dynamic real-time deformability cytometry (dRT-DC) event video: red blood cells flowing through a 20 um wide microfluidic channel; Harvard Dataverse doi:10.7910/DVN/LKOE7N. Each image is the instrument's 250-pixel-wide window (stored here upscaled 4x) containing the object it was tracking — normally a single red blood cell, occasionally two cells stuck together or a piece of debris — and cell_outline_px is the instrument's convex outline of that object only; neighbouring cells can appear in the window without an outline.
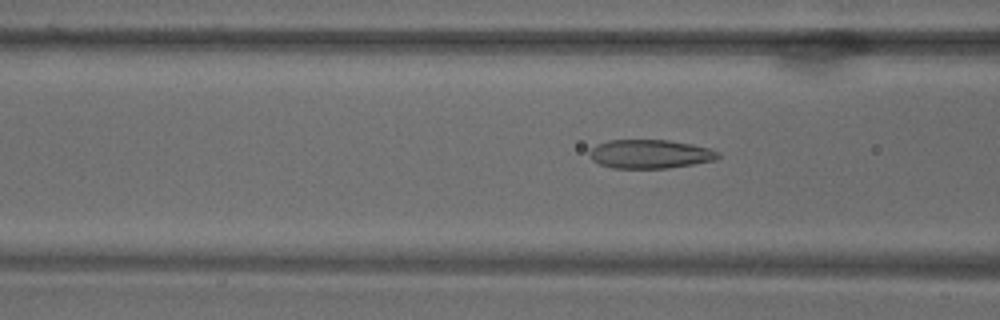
{"species": "common noctule bat (a hibernating species)", "species_latin": "Nyctalus noctula", "temperature_condition": "warm", "stored_images_in_passage": 69, "camera_frame_rate_fps": 3000, "um_per_image_px": 0.085, "animal": {"sex": "male", "body_mass_g": 18.8}, "frame": {"image": 1, "passage_image": 28, "time_ms": 9.0, "image_size_px": [1000, 320], "cell_outline_px": [[720, 156], [716, 160], [668, 168], [612, 168], [600, 164], [592, 160], [588, 152], [596, 144], [608, 140], [668, 140], [692, 144], [712, 148], [720, 152]], "centroid_in_image_um": [55.27, 13.08], "position_along_channel_um": 111.3, "area_um2": 21.73}}
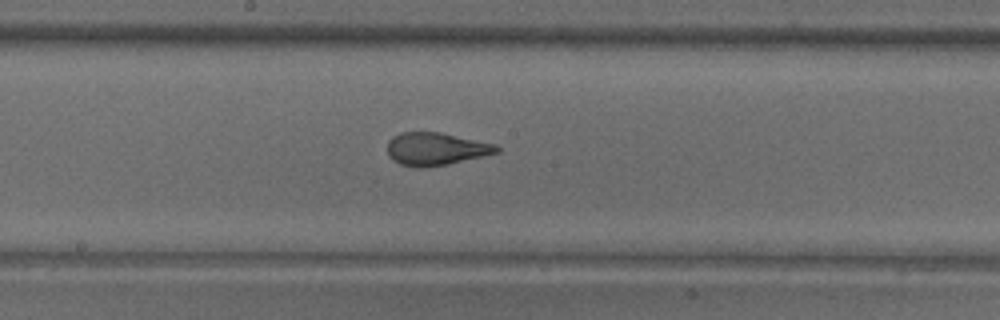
{"frame": {"image": 2, "passage_image": 38, "time_ms": 12.333, "image_size_px": [1000, 320], "cell_outline_px": [[500, 152], [484, 156], [448, 164], [424, 168], [412, 168], [400, 164], [392, 160], [388, 156], [388, 140], [392, 136], [400, 132], [440, 132], [496, 144], [500, 148]], "centroid_in_image_um": [37.03, 12.67], "position_along_channel_um": 211.2, "area_um2": 21.15}}
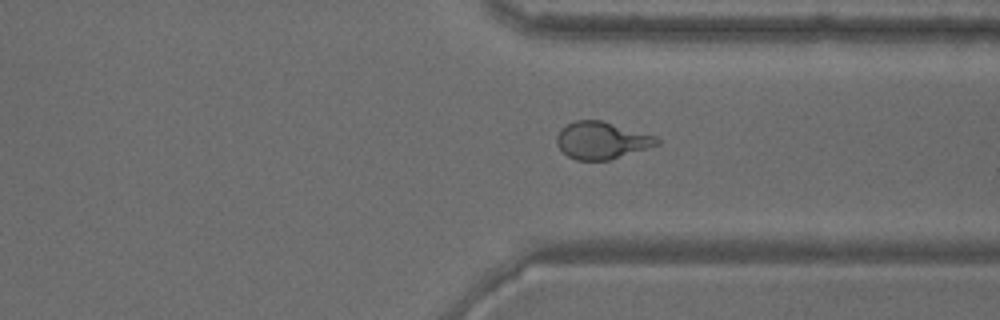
{"frame": {"image": 3, "passage_image": 53, "time_ms": 17.333, "image_size_px": [1000, 320], "cell_outline_px": [[660, 144], [608, 160], [576, 160], [568, 156], [556, 144], [556, 136], [560, 128], [564, 124], [576, 120], [600, 120], [656, 136], [660, 140]], "centroid_in_image_um": [51.1, 11.92], "position_along_channel_um": 360.3, "area_um2": 21.62}}